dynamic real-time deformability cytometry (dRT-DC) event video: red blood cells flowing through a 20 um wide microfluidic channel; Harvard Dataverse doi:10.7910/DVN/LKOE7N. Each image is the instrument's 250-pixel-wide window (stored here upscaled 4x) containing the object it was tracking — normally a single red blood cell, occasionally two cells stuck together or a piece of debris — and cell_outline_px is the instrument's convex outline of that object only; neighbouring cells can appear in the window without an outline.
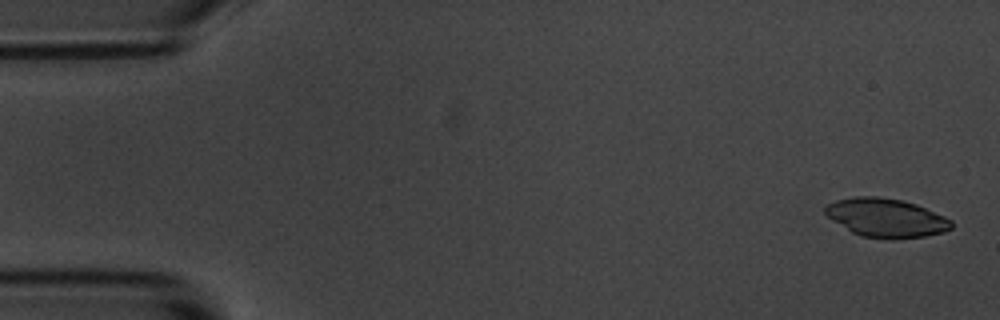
{"species": "common noctule bat (a hibernating species)", "species_latin": "Nyctalus noctula", "temperature_condition": "room temperature", "stored_images_in_passage": 5, "camera_frame_rate_fps": 3000, "um_per_image_px": 0.085, "animal": {"sex": "male", "body_mass_g": 20.1, "forearm_length_mm": 53.5}, "frame": {"image": 1, "passage_image": 1, "time_ms": 0.0, "image_size_px": [1000, 320], "cell_outline_px": [[952, 228], [944, 232], [924, 236], [892, 240], [860, 236], [852, 232], [832, 220], [824, 212], [824, 208], [828, 204], [836, 200], [856, 196], [880, 196], [904, 200], [916, 204], [944, 216], [952, 220]], "centroid_in_image_um": [75.32, 18.51], "position_along_channel_um": 9.7, "area_um2": 28.67}}
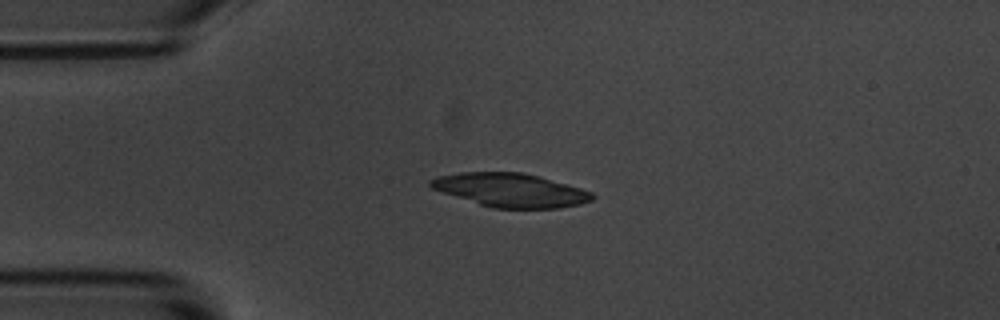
{"frame": {"image": 2, "passage_image": 4, "time_ms": 1.0, "image_size_px": [1000, 320], "cell_outline_px": [[596, 196], [592, 200], [580, 204], [560, 208], [492, 208], [432, 188], [428, 184], [428, 180], [440, 176], [460, 172], [524, 172], [540, 176], [580, 188], [592, 192]], "centroid_in_image_um": [43.43, 16.15], "position_along_channel_um": 41.6, "area_um2": 31.5}}